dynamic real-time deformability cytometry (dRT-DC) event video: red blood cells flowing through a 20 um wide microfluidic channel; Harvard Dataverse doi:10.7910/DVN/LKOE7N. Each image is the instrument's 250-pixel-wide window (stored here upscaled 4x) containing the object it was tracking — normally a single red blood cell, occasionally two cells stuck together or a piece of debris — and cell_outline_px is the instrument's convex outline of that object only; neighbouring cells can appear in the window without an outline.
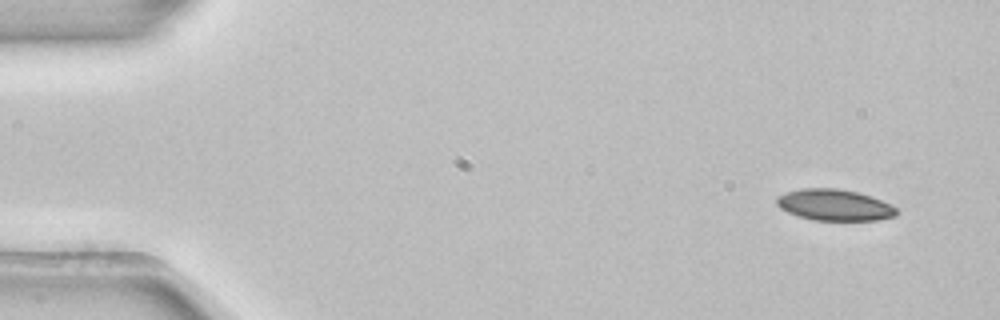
{"species": "common noctule bat (a hibernating species)", "species_latin": "Nyctalus noctula", "temperature_condition": "room temperature", "stored_images_in_passage": 5, "camera_frame_rate_fps": 3000, "um_per_image_px": 0.085, "animal": {"sex": "female", "body_mass_g": 22.7, "forearm_length_mm": 54.2}, "frame": {"image": 1, "passage_image": 1, "time_ms": 0.0, "image_size_px": [1000, 320], "cell_outline_px": [[900, 212], [896, 216], [876, 220], [816, 220], [800, 216], [788, 212], [780, 208], [776, 204], [776, 196], [784, 192], [800, 188], [836, 188], [856, 192], [872, 196], [896, 208]], "centroid_in_image_um": [70.91, 17.41], "position_along_channel_um": 14.1, "area_um2": 21.85}}
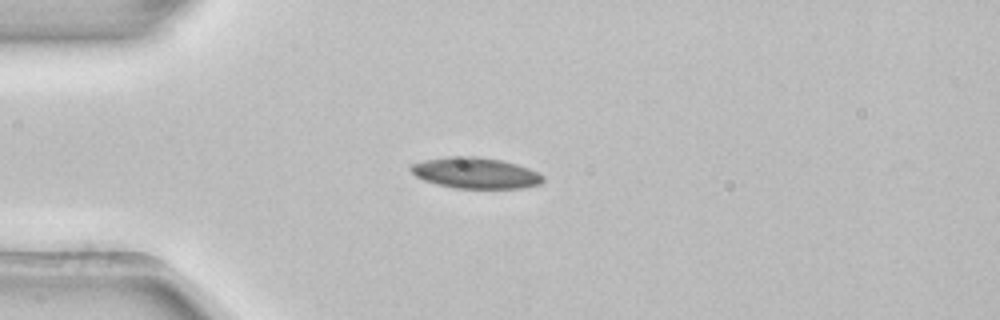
{"frame": {"image": 2, "passage_image": 4, "time_ms": 1.0, "image_size_px": [1000, 320], "cell_outline_px": [[544, 180], [540, 184], [524, 188], [456, 188], [436, 184], [424, 180], [416, 176], [408, 168], [412, 164], [424, 160], [448, 156], [476, 156], [500, 160], [516, 164], [540, 172], [544, 176]], "centroid_in_image_um": [40.43, 14.7], "position_along_channel_um": 44.6, "area_um2": 23.93}}
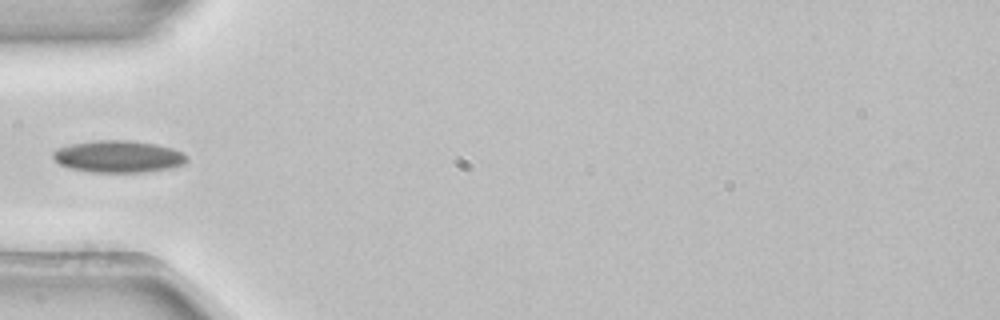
{"frame": {"image": 3, "passage_image": 5, "time_ms": 1.333, "image_size_px": [1000, 320], "cell_outline_px": [[188, 160], [184, 164], [172, 168], [144, 172], [92, 172], [72, 168], [60, 164], [52, 156], [52, 152], [60, 148], [72, 144], [92, 140], [128, 140], [156, 144], [172, 148], [184, 152], [188, 156]], "centroid_in_image_um": [10.12, 13.3], "position_along_channel_um": 74.9, "area_um2": 24.97}}